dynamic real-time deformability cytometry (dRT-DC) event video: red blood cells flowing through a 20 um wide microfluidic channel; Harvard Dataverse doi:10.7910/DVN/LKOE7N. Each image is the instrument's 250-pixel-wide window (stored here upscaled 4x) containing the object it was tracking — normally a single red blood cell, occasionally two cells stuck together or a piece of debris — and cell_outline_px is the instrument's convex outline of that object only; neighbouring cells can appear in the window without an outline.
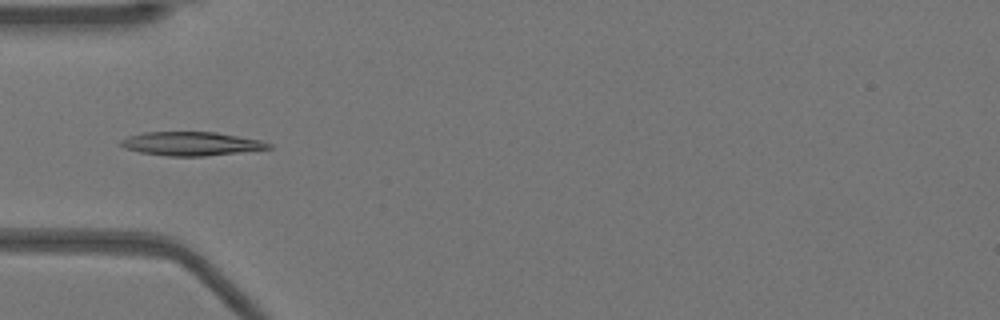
{"species": "Egyptian fruit bat (a non-hibernating species)", "species_latin": "Rousettus aegyptiacus", "temperature_condition": "warm", "stored_images_in_passage": 42, "camera_frame_rate_fps": 3000, "um_per_image_px": 0.085, "animal": {"sex": "female"}, "frame": {"image": 1, "passage_image": 7, "time_ms": 2.0, "image_size_px": [1000, 320], "cell_outline_px": [[272, 148], [204, 156], [168, 156], [140, 152], [124, 148], [120, 144], [120, 140], [128, 136], [144, 132], [216, 132], [260, 140], [272, 144]], "centroid_in_image_um": [16.23, 12.21], "position_along_channel_um": 68.8, "area_um2": 20.29}}
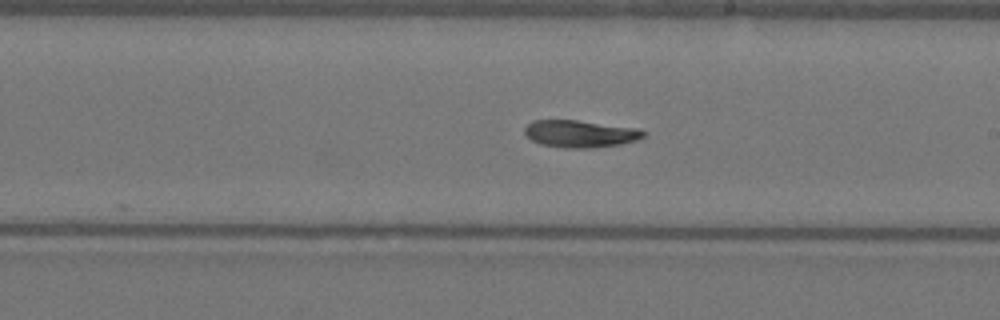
{"frame": {"image": 2, "passage_image": 20, "time_ms": 6.333, "image_size_px": [1000, 320], "cell_outline_px": [[644, 136], [636, 140], [620, 144], [592, 148], [564, 148], [540, 144], [532, 140], [524, 132], [524, 128], [532, 120], [576, 120], [640, 128], [644, 132]], "centroid_in_image_um": [49.31, 11.37], "position_along_channel_um": 239.7, "area_um2": 18.84}}
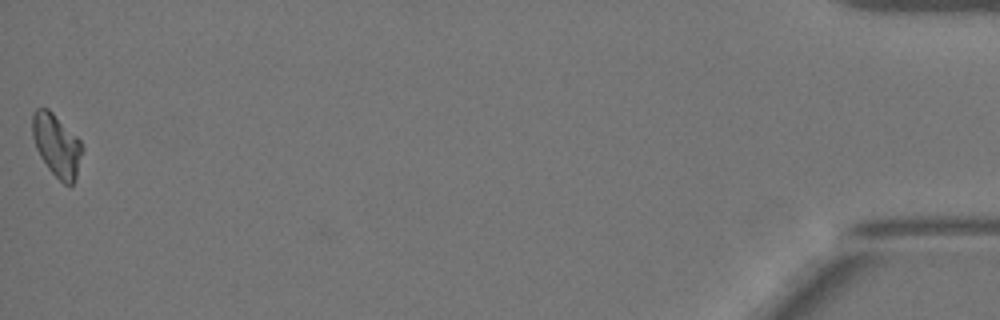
{"frame": {"image": 3, "passage_image": 42, "time_ms": 13.667, "image_size_px": [1000, 320], "cell_outline_px": [[84, 148], [76, 176], [72, 184], [64, 184], [48, 168], [40, 156], [36, 148], [32, 136], [32, 112], [36, 108], [48, 108], [80, 140]], "centroid_in_image_um": [4.81, 12.33], "position_along_channel_um": 430.4, "area_um2": 18.03}}